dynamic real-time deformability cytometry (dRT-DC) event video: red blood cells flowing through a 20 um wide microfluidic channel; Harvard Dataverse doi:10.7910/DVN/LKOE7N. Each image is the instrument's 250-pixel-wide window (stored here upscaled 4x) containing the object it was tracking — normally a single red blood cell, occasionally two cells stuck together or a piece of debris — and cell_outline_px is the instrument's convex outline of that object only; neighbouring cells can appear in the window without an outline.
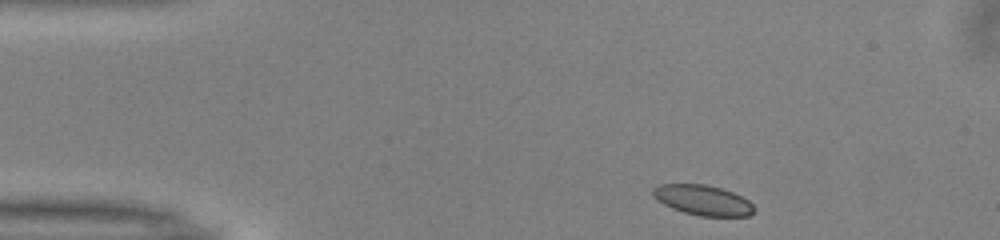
{"species": "common noctule bat (a hibernating species)", "species_latin": "Nyctalus noctula", "temperature_condition": "warm", "stored_images_in_passage": 44, "camera_frame_rate_fps": 3000, "um_per_image_px": 0.085, "animal": {"sex": "male", "body_mass_g": 13.0, "forearm_length_mm": 53.1}, "frame": {"image": 1, "passage_image": 1, "time_ms": 0.0, "image_size_px": [1000, 240], "cell_outline_px": [[756, 208], [748, 216], [700, 216], [684, 212], [672, 208], [664, 204], [652, 192], [652, 188], [660, 184], [704, 184], [720, 188], [732, 192], [748, 200]], "centroid_in_image_um": [59.76, 17.01], "position_along_channel_um": 25.2, "area_um2": 17.51}}
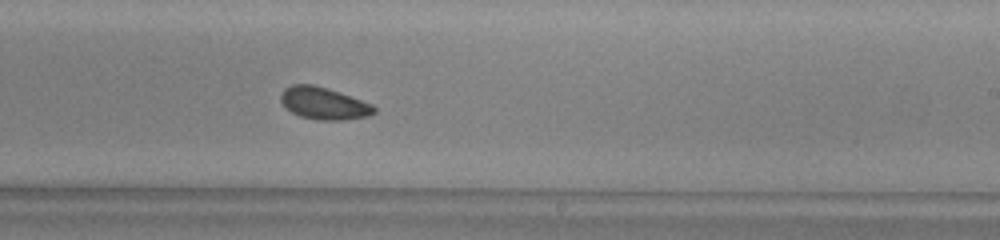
{"frame": {"image": 2, "passage_image": 24, "time_ms": 7.667, "image_size_px": [1000, 240], "cell_outline_px": [[376, 112], [368, 116], [344, 120], [320, 120], [300, 116], [292, 112], [280, 100], [280, 96], [284, 88], [292, 84], [312, 84], [328, 88], [340, 92], [372, 104], [376, 108]], "centroid_in_image_um": [27.53, 8.78], "position_along_channel_um": 261.5, "area_um2": 17.46}}
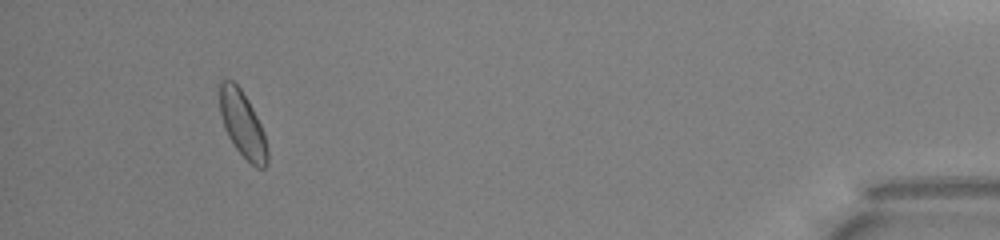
{"frame": {"image": 3, "passage_image": 41, "time_ms": 13.333, "image_size_px": [1000, 240], "cell_outline_px": [[268, 164], [264, 168], [256, 168], [236, 148], [228, 136], [224, 128], [220, 116], [216, 92], [216, 84], [220, 80], [232, 80], [240, 88], [248, 100], [264, 132], [268, 148]], "centroid_in_image_um": [20.55, 10.49], "position_along_channel_um": 414.6, "area_um2": 18.84}, "authors_computed_cell_mechanics": {"area_um2": 17.7157, "velocity_mm_per_s": 3.9718, "shape_relaxation_time_tau1_ms": 2.2672, "shape_relaxation_time_tau2_ms": 3.4789, "deformation_change_tau1": 0.0632, "deformation_change_tau2": 0.0812}}